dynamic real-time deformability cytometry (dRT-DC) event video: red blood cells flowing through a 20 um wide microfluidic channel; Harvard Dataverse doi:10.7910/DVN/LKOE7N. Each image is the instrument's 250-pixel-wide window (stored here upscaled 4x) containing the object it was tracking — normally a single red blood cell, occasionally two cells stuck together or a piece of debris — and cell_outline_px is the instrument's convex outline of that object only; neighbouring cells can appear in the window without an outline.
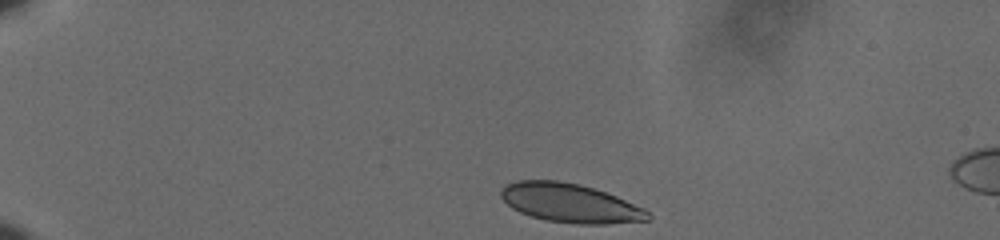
{"species": "human", "species_latin": "Homo sapiens", "temperature_condition": "cold", "stored_images_in_passage": 8, "camera_frame_rate_fps": 3000, "um_per_image_px": 0.085, "donor": {"sex": "male"}, "frame": {"image": 1, "passage_image": 1, "time_ms": 0.0, "image_size_px": [1000, 240], "cell_outline_px": [[652, 220], [608, 224], [576, 224], [544, 220], [520, 212], [512, 208], [500, 196], [500, 188], [516, 180], [560, 180], [580, 184], [596, 188], [616, 196], [644, 208], [652, 216]], "centroid_in_image_um": [48.48, 17.26], "position_along_channel_um": 36.5, "area_um2": 33.64}}